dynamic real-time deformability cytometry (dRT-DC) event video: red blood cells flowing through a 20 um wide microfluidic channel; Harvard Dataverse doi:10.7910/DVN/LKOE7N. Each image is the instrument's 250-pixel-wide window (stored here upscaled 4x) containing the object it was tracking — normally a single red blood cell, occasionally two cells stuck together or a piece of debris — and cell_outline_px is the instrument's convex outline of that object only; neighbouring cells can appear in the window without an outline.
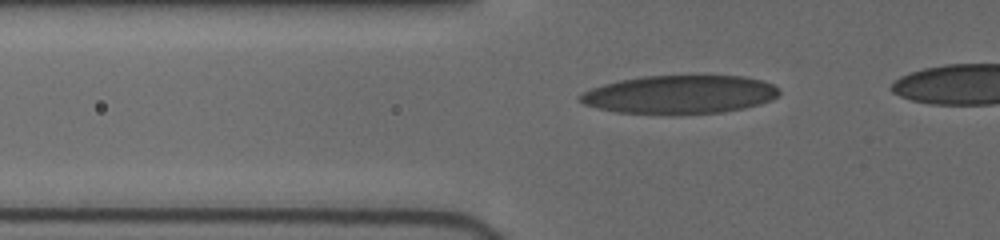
{"species": "human", "species_latin": "Homo sapiens", "temperature_condition": "cold", "stored_images_in_passage": 31, "camera_frame_rate_fps": 3000, "um_per_image_px": 0.085, "donor": {"sex": "female"}, "frame": {"image": 1, "passage_image": 5, "time_ms": 1.667, "image_size_px": [1000, 240], "cell_outline_px": [[780, 92], [772, 100], [760, 104], [744, 108], [720, 112], [672, 116], [616, 112], [596, 108], [584, 104], [576, 100], [576, 96], [592, 88], [604, 84], [620, 80], [644, 76], [744, 76], [764, 80], [780, 88]], "centroid_in_image_um": [57.76, 8.06], "position_along_channel_um": 68.0, "area_um2": 45.37}}
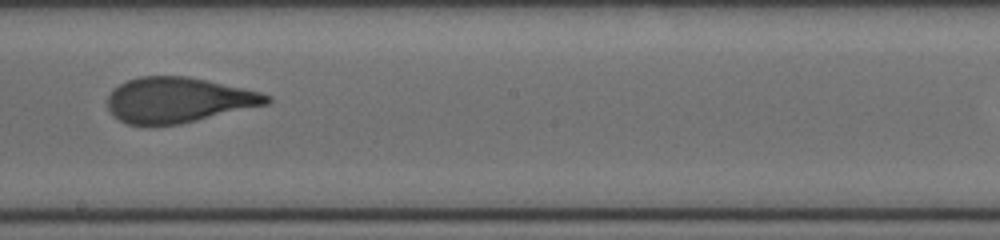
{"frame": {"image": 2, "passage_image": 16, "time_ms": 6.0, "image_size_px": [1000, 240], "cell_outline_px": [[272, 100], [268, 104], [180, 124], [144, 128], [128, 124], [112, 116], [108, 108], [108, 96], [112, 88], [128, 80], [140, 76], [188, 76], [208, 80], [244, 88], [260, 92], [272, 96]], "centroid_in_image_um": [15.12, 8.52], "position_along_channel_um": 233.1, "area_um2": 42.71}}
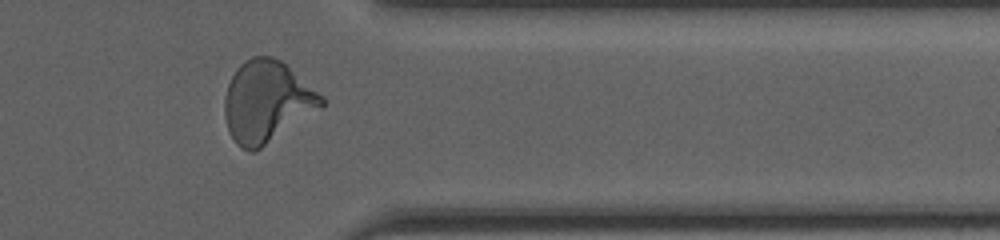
{"frame": {"image": 3, "passage_image": 27, "time_ms": 10.0, "image_size_px": [1000, 240], "cell_outline_px": [[324, 104], [320, 108], [260, 148], [252, 152], [248, 152], [240, 148], [236, 144], [228, 128], [224, 116], [224, 96], [228, 84], [236, 68], [244, 60], [252, 56], [272, 56], [280, 60], [324, 96]], "centroid_in_image_um": [22.64, 8.62], "position_along_channel_um": 388.8, "area_um2": 45.6}}